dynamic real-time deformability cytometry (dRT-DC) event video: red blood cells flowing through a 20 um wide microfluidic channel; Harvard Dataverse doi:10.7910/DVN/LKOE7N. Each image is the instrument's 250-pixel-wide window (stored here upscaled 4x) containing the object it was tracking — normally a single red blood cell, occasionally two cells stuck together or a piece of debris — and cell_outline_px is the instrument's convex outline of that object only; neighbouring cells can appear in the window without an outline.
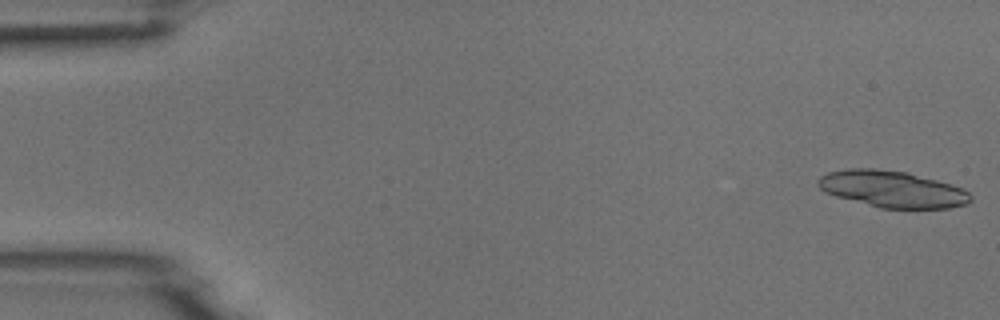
{"species": "common noctule bat (a hibernating species)", "species_latin": "Nyctalus noctula", "temperature_condition": "room temperature", "stored_images_in_passage": 40, "camera_frame_rate_fps": 3000, "um_per_image_px": 0.085, "animal": {"sex": "male", "body_mass_g": 18.8}, "frame": {"image": 1, "passage_image": 1, "time_ms": 0.0, "image_size_px": [1000, 320], "cell_outline_px": [[972, 200], [968, 204], [948, 208], [880, 208], [836, 196], [824, 192], [816, 184], [816, 180], [820, 176], [828, 172], [848, 168], [876, 168], [908, 172], [952, 184], [964, 188], [972, 196]], "centroid_in_image_um": [75.85, 16.06], "position_along_channel_um": 9.2, "area_um2": 32.83}}